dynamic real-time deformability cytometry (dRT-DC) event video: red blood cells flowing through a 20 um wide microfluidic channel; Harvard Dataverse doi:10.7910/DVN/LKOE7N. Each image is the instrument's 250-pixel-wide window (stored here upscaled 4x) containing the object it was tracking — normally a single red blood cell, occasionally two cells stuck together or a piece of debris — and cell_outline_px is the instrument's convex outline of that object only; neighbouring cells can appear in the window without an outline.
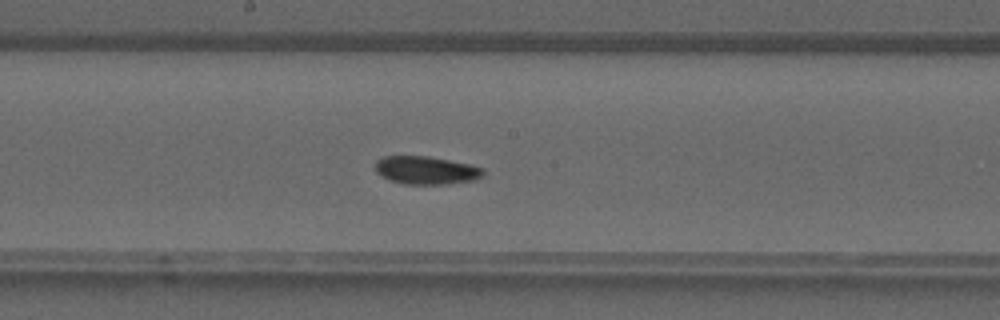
{"species": "common noctule bat (a hibernating species)", "species_latin": "Nyctalus noctula", "temperature_condition": "warm", "stored_images_in_passage": 41, "camera_frame_rate_fps": 3000, "um_per_image_px": 0.085, "animal": {"sex": "male", "forearm_length_mm": 52.5}, "frame": {"image": 1, "passage_image": 22, "time_ms": 7.0, "image_size_px": [1000, 320], "cell_outline_px": [[484, 176], [476, 180], [448, 184], [404, 184], [388, 180], [380, 176], [376, 172], [376, 160], [384, 156], [428, 156], [472, 164], [484, 168]], "centroid_in_image_um": [36.25, 14.48], "position_along_channel_um": 212.0, "area_um2": 17.98}}
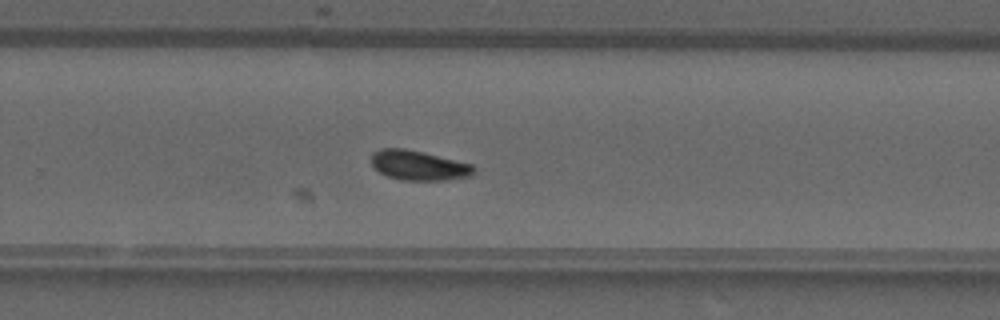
{"frame": {"image": 2, "passage_image": 27, "time_ms": 8.667, "image_size_px": [1000, 320], "cell_outline_px": [[476, 172], [472, 176], [444, 180], [400, 180], [388, 176], [380, 172], [372, 164], [372, 152], [380, 148], [404, 148], [472, 164], [476, 168]], "centroid_in_image_um": [35.6, 14.06], "position_along_channel_um": 294.2, "area_um2": 17.69}}
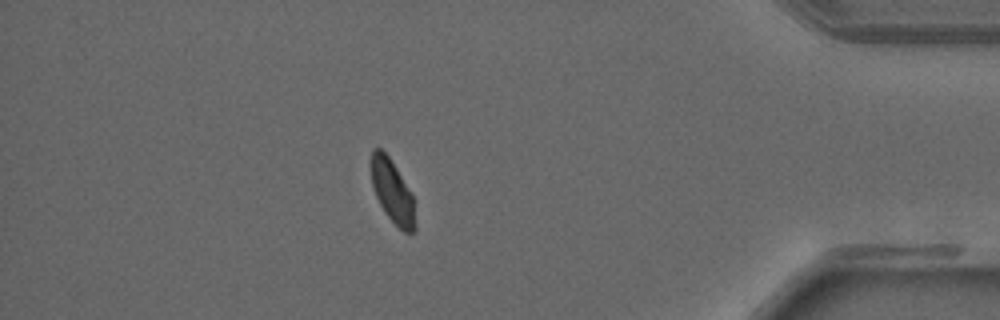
{"frame": {"image": 3, "passage_image": 36, "time_ms": 11.667, "image_size_px": [1000, 320], "cell_outline_px": [[416, 232], [404, 232], [384, 212], [376, 196], [372, 184], [368, 164], [368, 160], [372, 148], [380, 148], [388, 156], [412, 192], [416, 224]], "centroid_in_image_um": [33.32, 16.22], "position_along_channel_um": 401.9, "area_um2": 16.53}}